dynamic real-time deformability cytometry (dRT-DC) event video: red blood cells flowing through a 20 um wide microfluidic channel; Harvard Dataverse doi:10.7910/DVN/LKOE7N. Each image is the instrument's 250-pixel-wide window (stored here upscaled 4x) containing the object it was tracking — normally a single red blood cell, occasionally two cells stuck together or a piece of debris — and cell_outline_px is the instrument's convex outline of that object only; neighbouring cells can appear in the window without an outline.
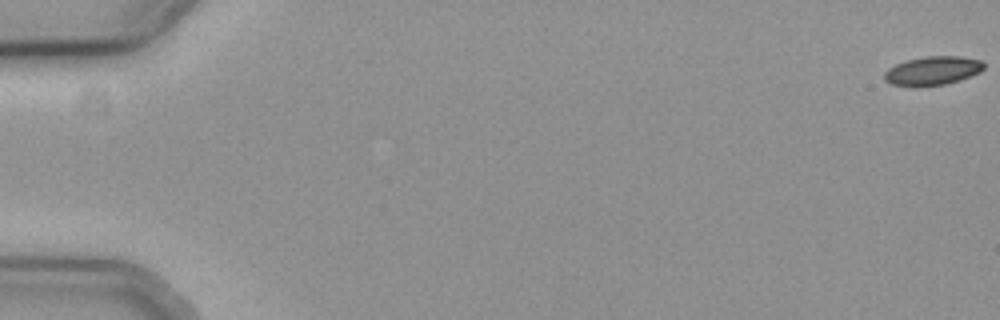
{"species": "common noctule bat (a hibernating species)", "species_latin": "Nyctalus noctula", "temperature_condition": "cold", "stored_images_in_passage": 9, "camera_frame_rate_fps": 3000, "um_per_image_px": 0.085, "animal": {"sex": "female", "body_mass_g": 19.3, "forearm_length_mm": 54.1}, "frame": {"image": 1, "passage_image": 1, "time_ms": 0.0, "image_size_px": [1000, 320], "cell_outline_px": [[984, 68], [980, 72], [960, 80], [944, 84], [916, 88], [912, 88], [892, 84], [884, 80], [884, 72], [888, 68], [896, 64], [908, 60], [928, 56], [956, 56], [980, 60], [984, 64]], "centroid_in_image_um": [79.23, 6.04], "position_along_channel_um": 5.8, "area_um2": 16.82}}